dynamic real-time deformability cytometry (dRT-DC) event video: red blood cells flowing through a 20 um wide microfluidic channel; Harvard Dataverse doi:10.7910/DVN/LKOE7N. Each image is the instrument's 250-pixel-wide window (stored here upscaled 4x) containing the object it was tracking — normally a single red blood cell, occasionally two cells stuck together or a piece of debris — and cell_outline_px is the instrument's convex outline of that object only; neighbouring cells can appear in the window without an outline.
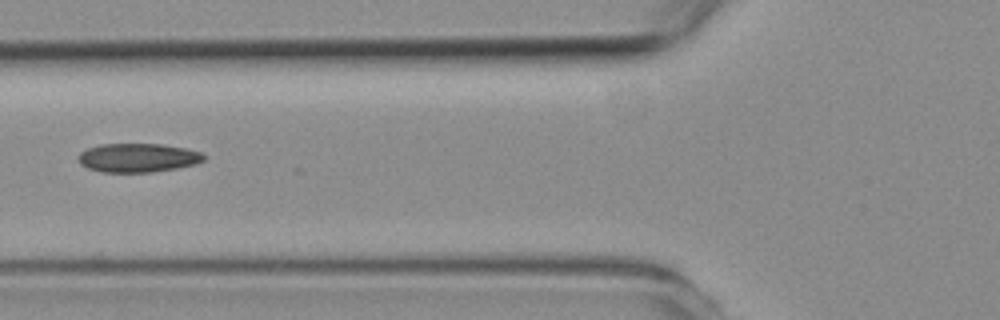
{"species": "common noctule bat (a hibernating species)", "species_latin": "Nyctalus noctula", "temperature_condition": "room temperature", "stored_images_in_passage": 6, "camera_frame_rate_fps": 3000, "um_per_image_px": 0.085, "animal": {"sex": "female", "body_mass_g": 19.3, "forearm_length_mm": 54.1}, "frame": {"image": 1, "passage_image": 6, "time_ms": 5.667, "image_size_px": [1000, 320], "cell_outline_px": [[204, 160], [196, 164], [176, 168], [152, 172], [100, 172], [88, 168], [80, 164], [76, 160], [76, 156], [80, 152], [88, 148], [100, 144], [160, 144], [184, 148], [200, 152], [204, 156]], "centroid_in_image_um": [11.66, 13.41], "position_along_channel_um": 114.1, "area_um2": 21.15}}